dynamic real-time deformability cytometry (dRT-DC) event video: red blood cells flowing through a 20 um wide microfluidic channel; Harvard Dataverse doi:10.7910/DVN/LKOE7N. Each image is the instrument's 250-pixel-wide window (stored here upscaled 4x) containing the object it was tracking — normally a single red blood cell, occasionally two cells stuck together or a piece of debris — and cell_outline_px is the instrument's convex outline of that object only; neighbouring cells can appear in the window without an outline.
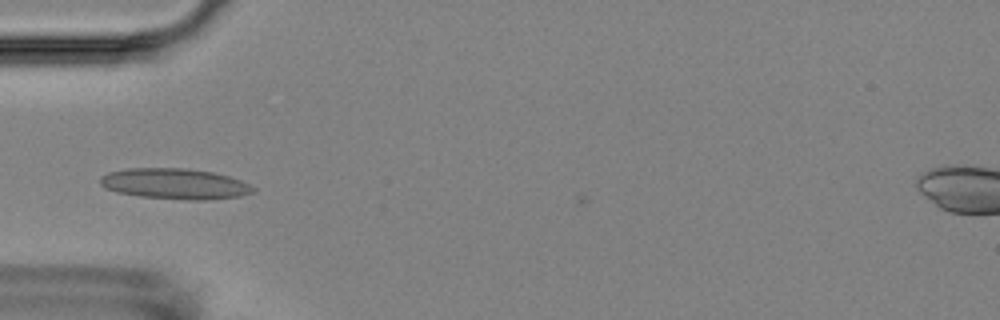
{"species": "Egyptian fruit bat (a non-hibernating species)", "species_latin": "Rousettus aegyptiacus", "temperature_condition": "room temperature", "stored_images_in_passage": 5, "camera_frame_rate_fps": 3000, "um_per_image_px": 0.085, "animal": {"sex": "female"}, "frame": {"image": 1, "passage_image": 5, "time_ms": 4.667, "image_size_px": [1000, 320], "cell_outline_px": [[256, 192], [240, 196], [204, 200], [188, 200], [140, 196], [116, 192], [104, 188], [100, 184], [100, 176], [108, 172], [128, 168], [188, 168], [212, 172], [228, 176], [240, 180], [256, 188]], "centroid_in_image_um": [14.85, 15.62], "position_along_channel_um": 70.2, "area_um2": 27.46}}